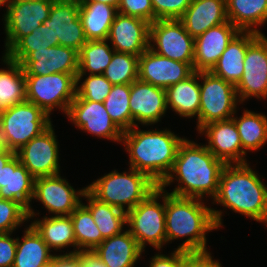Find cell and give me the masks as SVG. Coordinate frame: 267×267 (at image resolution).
<instances>
[{"mask_svg":"<svg viewBox=\"0 0 267 267\" xmlns=\"http://www.w3.org/2000/svg\"><path fill=\"white\" fill-rule=\"evenodd\" d=\"M225 165L206 146L184 138L179 145L170 174L159 187L164 189L176 178L179 186L170 194L200 199L208 194L214 198L218 192L220 175Z\"/></svg>","mask_w":267,"mask_h":267,"instance_id":"cell-1","label":"cell"},{"mask_svg":"<svg viewBox=\"0 0 267 267\" xmlns=\"http://www.w3.org/2000/svg\"><path fill=\"white\" fill-rule=\"evenodd\" d=\"M201 201L165 191L166 243L188 237L178 250L191 254L208 253L206 233L222 226V211L208 208Z\"/></svg>","mask_w":267,"mask_h":267,"instance_id":"cell-2","label":"cell"},{"mask_svg":"<svg viewBox=\"0 0 267 267\" xmlns=\"http://www.w3.org/2000/svg\"><path fill=\"white\" fill-rule=\"evenodd\" d=\"M134 127L123 132L121 140L129 152L130 168L145 173L160 185L170 174L184 138L169 129L144 131Z\"/></svg>","mask_w":267,"mask_h":267,"instance_id":"cell-3","label":"cell"},{"mask_svg":"<svg viewBox=\"0 0 267 267\" xmlns=\"http://www.w3.org/2000/svg\"><path fill=\"white\" fill-rule=\"evenodd\" d=\"M260 179L248 163L226 164L213 201L267 224V186Z\"/></svg>","mask_w":267,"mask_h":267,"instance_id":"cell-4","label":"cell"},{"mask_svg":"<svg viewBox=\"0 0 267 267\" xmlns=\"http://www.w3.org/2000/svg\"><path fill=\"white\" fill-rule=\"evenodd\" d=\"M158 186L145 173L130 168L128 173L114 170L104 175L87 186V190L99 201L127 213L145 200Z\"/></svg>","mask_w":267,"mask_h":267,"instance_id":"cell-5","label":"cell"},{"mask_svg":"<svg viewBox=\"0 0 267 267\" xmlns=\"http://www.w3.org/2000/svg\"><path fill=\"white\" fill-rule=\"evenodd\" d=\"M51 124L50 117L29 101L0 111V135L5 148L15 153Z\"/></svg>","mask_w":267,"mask_h":267,"instance_id":"cell-6","label":"cell"},{"mask_svg":"<svg viewBox=\"0 0 267 267\" xmlns=\"http://www.w3.org/2000/svg\"><path fill=\"white\" fill-rule=\"evenodd\" d=\"M163 204L158 203L161 198ZM128 231L144 249L146 243L156 249L166 244L165 189L158 188L126 213Z\"/></svg>","mask_w":267,"mask_h":267,"instance_id":"cell-7","label":"cell"},{"mask_svg":"<svg viewBox=\"0 0 267 267\" xmlns=\"http://www.w3.org/2000/svg\"><path fill=\"white\" fill-rule=\"evenodd\" d=\"M77 74L25 75L26 101L40 107L49 117L55 107L67 114L76 96Z\"/></svg>","mask_w":267,"mask_h":267,"instance_id":"cell-8","label":"cell"},{"mask_svg":"<svg viewBox=\"0 0 267 267\" xmlns=\"http://www.w3.org/2000/svg\"><path fill=\"white\" fill-rule=\"evenodd\" d=\"M200 109L198 131L205 125L231 119L236 113L237 91L234 84L214 75L211 71L199 72Z\"/></svg>","mask_w":267,"mask_h":267,"instance_id":"cell-9","label":"cell"},{"mask_svg":"<svg viewBox=\"0 0 267 267\" xmlns=\"http://www.w3.org/2000/svg\"><path fill=\"white\" fill-rule=\"evenodd\" d=\"M54 0H10L6 6V54L22 37L29 35L49 17Z\"/></svg>","mask_w":267,"mask_h":267,"instance_id":"cell-10","label":"cell"},{"mask_svg":"<svg viewBox=\"0 0 267 267\" xmlns=\"http://www.w3.org/2000/svg\"><path fill=\"white\" fill-rule=\"evenodd\" d=\"M149 48L169 59L189 63L193 67L194 38L179 19L156 20L150 23ZM153 41V44H151Z\"/></svg>","mask_w":267,"mask_h":267,"instance_id":"cell-11","label":"cell"},{"mask_svg":"<svg viewBox=\"0 0 267 267\" xmlns=\"http://www.w3.org/2000/svg\"><path fill=\"white\" fill-rule=\"evenodd\" d=\"M16 155L34 178L60 173L59 148L52 124L26 143Z\"/></svg>","mask_w":267,"mask_h":267,"instance_id":"cell-12","label":"cell"},{"mask_svg":"<svg viewBox=\"0 0 267 267\" xmlns=\"http://www.w3.org/2000/svg\"><path fill=\"white\" fill-rule=\"evenodd\" d=\"M242 78L235 85L239 101L267 98V37L260 34L247 48ZM264 97V98H263Z\"/></svg>","mask_w":267,"mask_h":267,"instance_id":"cell-13","label":"cell"},{"mask_svg":"<svg viewBox=\"0 0 267 267\" xmlns=\"http://www.w3.org/2000/svg\"><path fill=\"white\" fill-rule=\"evenodd\" d=\"M43 24L48 26L54 40H59L60 46L79 52L87 42L79 17V0H54Z\"/></svg>","mask_w":267,"mask_h":267,"instance_id":"cell-14","label":"cell"},{"mask_svg":"<svg viewBox=\"0 0 267 267\" xmlns=\"http://www.w3.org/2000/svg\"><path fill=\"white\" fill-rule=\"evenodd\" d=\"M87 187L76 190L60 174L38 177L34 180L33 199L41 201L45 208L55 216H69L80 204V197Z\"/></svg>","mask_w":267,"mask_h":267,"instance_id":"cell-15","label":"cell"},{"mask_svg":"<svg viewBox=\"0 0 267 267\" xmlns=\"http://www.w3.org/2000/svg\"><path fill=\"white\" fill-rule=\"evenodd\" d=\"M67 117L74 125L91 135L121 142L123 132L111 120L104 103L82 100L75 96Z\"/></svg>","mask_w":267,"mask_h":267,"instance_id":"cell-16","label":"cell"},{"mask_svg":"<svg viewBox=\"0 0 267 267\" xmlns=\"http://www.w3.org/2000/svg\"><path fill=\"white\" fill-rule=\"evenodd\" d=\"M193 73L189 63L161 56L150 48L138 58V79L164 89L187 79Z\"/></svg>","mask_w":267,"mask_h":267,"instance_id":"cell-17","label":"cell"},{"mask_svg":"<svg viewBox=\"0 0 267 267\" xmlns=\"http://www.w3.org/2000/svg\"><path fill=\"white\" fill-rule=\"evenodd\" d=\"M150 23L146 20L117 13L107 40L115 52L140 56L150 45Z\"/></svg>","mask_w":267,"mask_h":267,"instance_id":"cell-18","label":"cell"},{"mask_svg":"<svg viewBox=\"0 0 267 267\" xmlns=\"http://www.w3.org/2000/svg\"><path fill=\"white\" fill-rule=\"evenodd\" d=\"M129 106L132 128L139 122L143 125L155 124L168 109L165 89L137 79L131 83Z\"/></svg>","mask_w":267,"mask_h":267,"instance_id":"cell-19","label":"cell"},{"mask_svg":"<svg viewBox=\"0 0 267 267\" xmlns=\"http://www.w3.org/2000/svg\"><path fill=\"white\" fill-rule=\"evenodd\" d=\"M25 75L78 73V51L66 46H52L30 52L21 62Z\"/></svg>","mask_w":267,"mask_h":267,"instance_id":"cell-20","label":"cell"},{"mask_svg":"<svg viewBox=\"0 0 267 267\" xmlns=\"http://www.w3.org/2000/svg\"><path fill=\"white\" fill-rule=\"evenodd\" d=\"M203 132L209 139L205 146L217 159L225 164L247 163V153L242 149L239 132L232 118L209 123L199 130L200 134Z\"/></svg>","mask_w":267,"mask_h":267,"instance_id":"cell-21","label":"cell"},{"mask_svg":"<svg viewBox=\"0 0 267 267\" xmlns=\"http://www.w3.org/2000/svg\"><path fill=\"white\" fill-rule=\"evenodd\" d=\"M239 30L228 20L194 39V72L211 71Z\"/></svg>","mask_w":267,"mask_h":267,"instance_id":"cell-22","label":"cell"},{"mask_svg":"<svg viewBox=\"0 0 267 267\" xmlns=\"http://www.w3.org/2000/svg\"><path fill=\"white\" fill-rule=\"evenodd\" d=\"M34 180L16 154L0 170L2 199L20 202L27 209L28 219L36 215L30 206L34 195Z\"/></svg>","mask_w":267,"mask_h":267,"instance_id":"cell-23","label":"cell"},{"mask_svg":"<svg viewBox=\"0 0 267 267\" xmlns=\"http://www.w3.org/2000/svg\"><path fill=\"white\" fill-rule=\"evenodd\" d=\"M179 20L195 39L209 28L228 21L226 0H192Z\"/></svg>","mask_w":267,"mask_h":267,"instance_id":"cell-24","label":"cell"},{"mask_svg":"<svg viewBox=\"0 0 267 267\" xmlns=\"http://www.w3.org/2000/svg\"><path fill=\"white\" fill-rule=\"evenodd\" d=\"M259 35L253 31H239L228 43L211 72L236 85L243 75L247 48Z\"/></svg>","mask_w":267,"mask_h":267,"instance_id":"cell-25","label":"cell"},{"mask_svg":"<svg viewBox=\"0 0 267 267\" xmlns=\"http://www.w3.org/2000/svg\"><path fill=\"white\" fill-rule=\"evenodd\" d=\"M144 250L127 231L105 238L92 252L107 267H134Z\"/></svg>","mask_w":267,"mask_h":267,"instance_id":"cell-26","label":"cell"},{"mask_svg":"<svg viewBox=\"0 0 267 267\" xmlns=\"http://www.w3.org/2000/svg\"><path fill=\"white\" fill-rule=\"evenodd\" d=\"M118 8L102 2L79 1V17L87 41L107 40Z\"/></svg>","mask_w":267,"mask_h":267,"instance_id":"cell-27","label":"cell"},{"mask_svg":"<svg viewBox=\"0 0 267 267\" xmlns=\"http://www.w3.org/2000/svg\"><path fill=\"white\" fill-rule=\"evenodd\" d=\"M199 72L165 89L167 108H172L181 117H194L200 109Z\"/></svg>","mask_w":267,"mask_h":267,"instance_id":"cell-28","label":"cell"},{"mask_svg":"<svg viewBox=\"0 0 267 267\" xmlns=\"http://www.w3.org/2000/svg\"><path fill=\"white\" fill-rule=\"evenodd\" d=\"M226 13L239 31L262 34L255 27L267 22V0H226Z\"/></svg>","mask_w":267,"mask_h":267,"instance_id":"cell-29","label":"cell"},{"mask_svg":"<svg viewBox=\"0 0 267 267\" xmlns=\"http://www.w3.org/2000/svg\"><path fill=\"white\" fill-rule=\"evenodd\" d=\"M50 249L73 246L77 249L72 219L69 216H45L31 223Z\"/></svg>","mask_w":267,"mask_h":267,"instance_id":"cell-30","label":"cell"},{"mask_svg":"<svg viewBox=\"0 0 267 267\" xmlns=\"http://www.w3.org/2000/svg\"><path fill=\"white\" fill-rule=\"evenodd\" d=\"M7 69H0V111L26 101L25 72L20 63L3 56Z\"/></svg>","mask_w":267,"mask_h":267,"instance_id":"cell-31","label":"cell"},{"mask_svg":"<svg viewBox=\"0 0 267 267\" xmlns=\"http://www.w3.org/2000/svg\"><path fill=\"white\" fill-rule=\"evenodd\" d=\"M23 240L17 238L16 255L12 267H39L51 259L54 255L43 241L41 235L30 224L24 231Z\"/></svg>","mask_w":267,"mask_h":267,"instance_id":"cell-32","label":"cell"},{"mask_svg":"<svg viewBox=\"0 0 267 267\" xmlns=\"http://www.w3.org/2000/svg\"><path fill=\"white\" fill-rule=\"evenodd\" d=\"M88 203L85 205L92 214L95 224L104 238H109L122 233L126 221V212L99 201L88 190L83 194Z\"/></svg>","mask_w":267,"mask_h":267,"instance_id":"cell-33","label":"cell"},{"mask_svg":"<svg viewBox=\"0 0 267 267\" xmlns=\"http://www.w3.org/2000/svg\"><path fill=\"white\" fill-rule=\"evenodd\" d=\"M108 40L87 41L78 52V73L76 85L79 84L86 72L103 74L111 62L115 50L107 44Z\"/></svg>","mask_w":267,"mask_h":267,"instance_id":"cell-34","label":"cell"},{"mask_svg":"<svg viewBox=\"0 0 267 267\" xmlns=\"http://www.w3.org/2000/svg\"><path fill=\"white\" fill-rule=\"evenodd\" d=\"M70 217L72 219L77 250L69 253L93 251L105 239L95 224L90 210L83 203L70 214Z\"/></svg>","mask_w":267,"mask_h":267,"instance_id":"cell-35","label":"cell"},{"mask_svg":"<svg viewBox=\"0 0 267 267\" xmlns=\"http://www.w3.org/2000/svg\"><path fill=\"white\" fill-rule=\"evenodd\" d=\"M239 132L242 149L258 150L267 142V117L245 110L241 117H232Z\"/></svg>","mask_w":267,"mask_h":267,"instance_id":"cell-36","label":"cell"},{"mask_svg":"<svg viewBox=\"0 0 267 267\" xmlns=\"http://www.w3.org/2000/svg\"><path fill=\"white\" fill-rule=\"evenodd\" d=\"M131 84L113 85L104 100L106 111L117 127L125 132L132 128V116L129 106Z\"/></svg>","mask_w":267,"mask_h":267,"instance_id":"cell-37","label":"cell"},{"mask_svg":"<svg viewBox=\"0 0 267 267\" xmlns=\"http://www.w3.org/2000/svg\"><path fill=\"white\" fill-rule=\"evenodd\" d=\"M59 45L43 23L29 35L22 37L6 54L10 60L20 63L30 52Z\"/></svg>","mask_w":267,"mask_h":267,"instance_id":"cell-38","label":"cell"},{"mask_svg":"<svg viewBox=\"0 0 267 267\" xmlns=\"http://www.w3.org/2000/svg\"><path fill=\"white\" fill-rule=\"evenodd\" d=\"M138 56L114 52L103 75L112 85L131 84L138 79Z\"/></svg>","mask_w":267,"mask_h":267,"instance_id":"cell-39","label":"cell"},{"mask_svg":"<svg viewBox=\"0 0 267 267\" xmlns=\"http://www.w3.org/2000/svg\"><path fill=\"white\" fill-rule=\"evenodd\" d=\"M88 75L80 86L76 85V96L82 100L103 103L113 85L103 74Z\"/></svg>","mask_w":267,"mask_h":267,"instance_id":"cell-40","label":"cell"},{"mask_svg":"<svg viewBox=\"0 0 267 267\" xmlns=\"http://www.w3.org/2000/svg\"><path fill=\"white\" fill-rule=\"evenodd\" d=\"M25 221L27 209L20 202L0 199V233H12Z\"/></svg>","mask_w":267,"mask_h":267,"instance_id":"cell-41","label":"cell"},{"mask_svg":"<svg viewBox=\"0 0 267 267\" xmlns=\"http://www.w3.org/2000/svg\"><path fill=\"white\" fill-rule=\"evenodd\" d=\"M154 8V21L180 19L192 0H151Z\"/></svg>","mask_w":267,"mask_h":267,"instance_id":"cell-42","label":"cell"},{"mask_svg":"<svg viewBox=\"0 0 267 267\" xmlns=\"http://www.w3.org/2000/svg\"><path fill=\"white\" fill-rule=\"evenodd\" d=\"M118 12L146 20L149 23L154 22V8L151 0H121Z\"/></svg>","mask_w":267,"mask_h":267,"instance_id":"cell-43","label":"cell"},{"mask_svg":"<svg viewBox=\"0 0 267 267\" xmlns=\"http://www.w3.org/2000/svg\"><path fill=\"white\" fill-rule=\"evenodd\" d=\"M12 233H0V267H12L16 255L17 238Z\"/></svg>","mask_w":267,"mask_h":267,"instance_id":"cell-44","label":"cell"},{"mask_svg":"<svg viewBox=\"0 0 267 267\" xmlns=\"http://www.w3.org/2000/svg\"><path fill=\"white\" fill-rule=\"evenodd\" d=\"M191 253L176 249L170 257L156 254L152 257L149 267H183Z\"/></svg>","mask_w":267,"mask_h":267,"instance_id":"cell-45","label":"cell"},{"mask_svg":"<svg viewBox=\"0 0 267 267\" xmlns=\"http://www.w3.org/2000/svg\"><path fill=\"white\" fill-rule=\"evenodd\" d=\"M56 267H81L80 253L56 255Z\"/></svg>","mask_w":267,"mask_h":267,"instance_id":"cell-46","label":"cell"},{"mask_svg":"<svg viewBox=\"0 0 267 267\" xmlns=\"http://www.w3.org/2000/svg\"><path fill=\"white\" fill-rule=\"evenodd\" d=\"M81 267H107L92 251H80Z\"/></svg>","mask_w":267,"mask_h":267,"instance_id":"cell-47","label":"cell"},{"mask_svg":"<svg viewBox=\"0 0 267 267\" xmlns=\"http://www.w3.org/2000/svg\"><path fill=\"white\" fill-rule=\"evenodd\" d=\"M199 267H222L221 264L215 260H212L210 252L199 253Z\"/></svg>","mask_w":267,"mask_h":267,"instance_id":"cell-48","label":"cell"},{"mask_svg":"<svg viewBox=\"0 0 267 267\" xmlns=\"http://www.w3.org/2000/svg\"><path fill=\"white\" fill-rule=\"evenodd\" d=\"M15 154L16 153L14 151H11L7 148L0 152V170Z\"/></svg>","mask_w":267,"mask_h":267,"instance_id":"cell-49","label":"cell"},{"mask_svg":"<svg viewBox=\"0 0 267 267\" xmlns=\"http://www.w3.org/2000/svg\"><path fill=\"white\" fill-rule=\"evenodd\" d=\"M183 267H199V253L190 254Z\"/></svg>","mask_w":267,"mask_h":267,"instance_id":"cell-50","label":"cell"},{"mask_svg":"<svg viewBox=\"0 0 267 267\" xmlns=\"http://www.w3.org/2000/svg\"><path fill=\"white\" fill-rule=\"evenodd\" d=\"M79 1L102 2L118 8L121 0H79Z\"/></svg>","mask_w":267,"mask_h":267,"instance_id":"cell-51","label":"cell"},{"mask_svg":"<svg viewBox=\"0 0 267 267\" xmlns=\"http://www.w3.org/2000/svg\"><path fill=\"white\" fill-rule=\"evenodd\" d=\"M39 267H56V255L49 262L39 266Z\"/></svg>","mask_w":267,"mask_h":267,"instance_id":"cell-52","label":"cell"},{"mask_svg":"<svg viewBox=\"0 0 267 267\" xmlns=\"http://www.w3.org/2000/svg\"><path fill=\"white\" fill-rule=\"evenodd\" d=\"M4 149H5V146H4L2 137H1V135H0V152L3 151Z\"/></svg>","mask_w":267,"mask_h":267,"instance_id":"cell-53","label":"cell"},{"mask_svg":"<svg viewBox=\"0 0 267 267\" xmlns=\"http://www.w3.org/2000/svg\"><path fill=\"white\" fill-rule=\"evenodd\" d=\"M9 2H10V0H0V7H1L2 5H6V4H7V6H8Z\"/></svg>","mask_w":267,"mask_h":267,"instance_id":"cell-54","label":"cell"},{"mask_svg":"<svg viewBox=\"0 0 267 267\" xmlns=\"http://www.w3.org/2000/svg\"><path fill=\"white\" fill-rule=\"evenodd\" d=\"M0 199H2V194H1V186H0Z\"/></svg>","mask_w":267,"mask_h":267,"instance_id":"cell-55","label":"cell"}]
</instances>
